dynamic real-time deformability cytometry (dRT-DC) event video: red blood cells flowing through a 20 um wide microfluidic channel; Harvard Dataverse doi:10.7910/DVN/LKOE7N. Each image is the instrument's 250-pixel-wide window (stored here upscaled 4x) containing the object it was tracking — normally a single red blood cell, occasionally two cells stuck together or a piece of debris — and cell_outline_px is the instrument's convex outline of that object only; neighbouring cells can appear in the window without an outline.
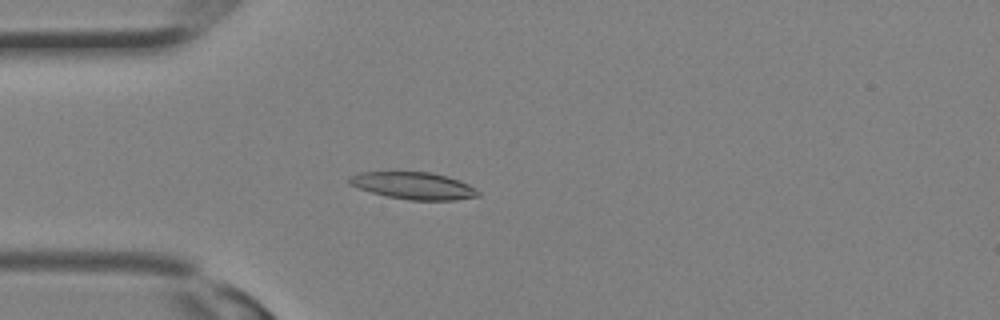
{"species": "Egyptian fruit bat (a non-hibernating species)", "species_latin": "Rousettus aegyptiacus", "temperature_condition": "room temperature", "stored_images_in_passage": 31, "camera_frame_rate_fps": 3000, "um_per_image_px": 0.085, "animal": {"sex": "female"}, "frame": {"image": 1, "passage_image": 9, "time_ms": 2.667, "image_size_px": [1000, 320], "cell_outline_px": [[480, 196], [456, 200], [408, 200], [388, 196], [372, 192], [348, 184], [348, 176], [360, 172], [432, 172], [448, 176], [460, 180], [476, 188], [480, 192]], "centroid_in_image_um": [35.18, 15.78], "position_along_channel_um": 49.8, "area_um2": 20.46}}
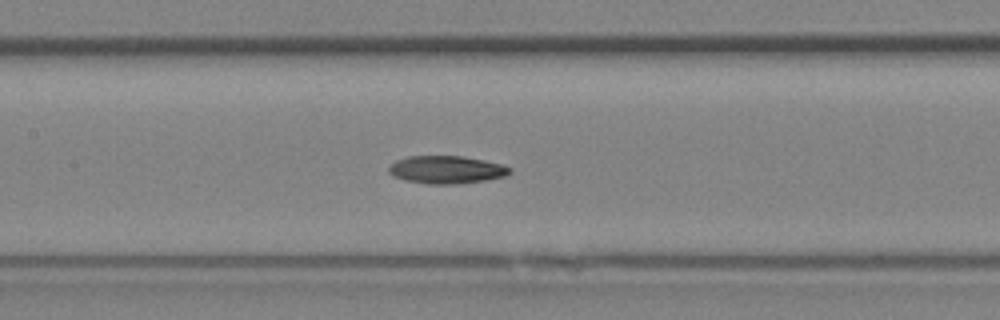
{"frame": {"image": 2, "passage_image": 15, "time_ms": 4.667, "image_size_px": [1000, 320], "cell_outline_px": [[512, 172], [504, 176], [484, 180], [452, 184], [428, 184], [408, 180], [392, 176], [388, 172], [388, 168], [396, 160], [408, 156], [464, 156], [504, 164], [512, 168]], "centroid_in_image_um": [37.96, 14.41], "position_along_channel_um": 169.4, "area_um2": 19.54}}
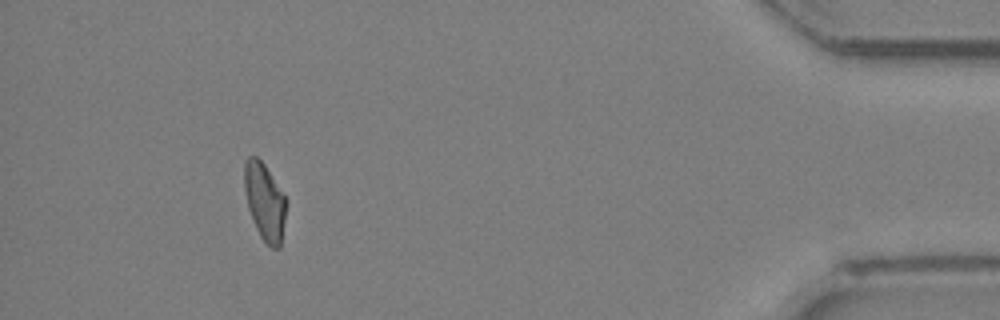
{"frame": {"image": 3, "passage_image": 29, "time_ms": 9.333, "image_size_px": [1000, 320], "cell_outline_px": [[288, 200], [280, 248], [272, 248], [260, 236], [256, 228], [248, 208], [244, 192], [244, 160], [248, 156], [256, 156], [264, 164]], "centroid_in_image_um": [22.5, 17.12], "position_along_channel_um": 412.7, "area_um2": 18.96}}